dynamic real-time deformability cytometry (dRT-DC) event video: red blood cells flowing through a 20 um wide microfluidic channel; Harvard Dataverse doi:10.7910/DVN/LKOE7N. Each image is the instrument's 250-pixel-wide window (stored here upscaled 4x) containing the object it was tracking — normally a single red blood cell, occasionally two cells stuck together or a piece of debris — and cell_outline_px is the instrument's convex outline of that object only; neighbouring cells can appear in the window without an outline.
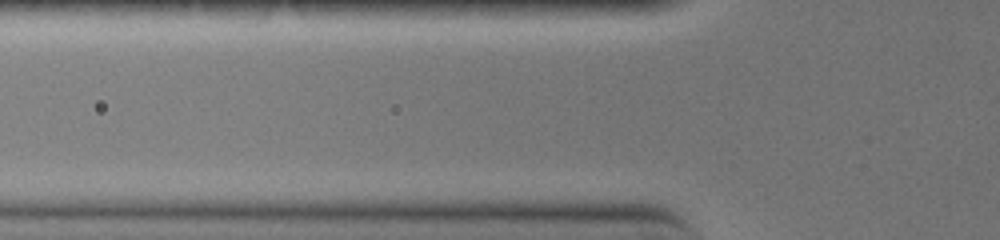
{"species": "common noctule bat (a hibernating species)", "species_latin": "Nyctalus noctula", "temperature_condition": "warm", "stored_images_in_passage": 3, "camera_frame_rate_fps": 3000, "um_per_image_px": 0.085, "animal": {"sex": "female", "body_mass_g": 19.0, "forearm_length_mm": 51.5}, "frame": {"image": 1, "passage_image": 2, "time_ms": 0.333, "image_size_px": [1000, 240], "cell_outline_px": [[636, 160], [632, 164], [624, 168], [492, 168], [484, 164], [488, 160], [512, 156], [556, 156]], "centroid_in_image_um": [47.34, 13.82], "position_along_channel_um": 78.5, "area_um2": 11.1}}